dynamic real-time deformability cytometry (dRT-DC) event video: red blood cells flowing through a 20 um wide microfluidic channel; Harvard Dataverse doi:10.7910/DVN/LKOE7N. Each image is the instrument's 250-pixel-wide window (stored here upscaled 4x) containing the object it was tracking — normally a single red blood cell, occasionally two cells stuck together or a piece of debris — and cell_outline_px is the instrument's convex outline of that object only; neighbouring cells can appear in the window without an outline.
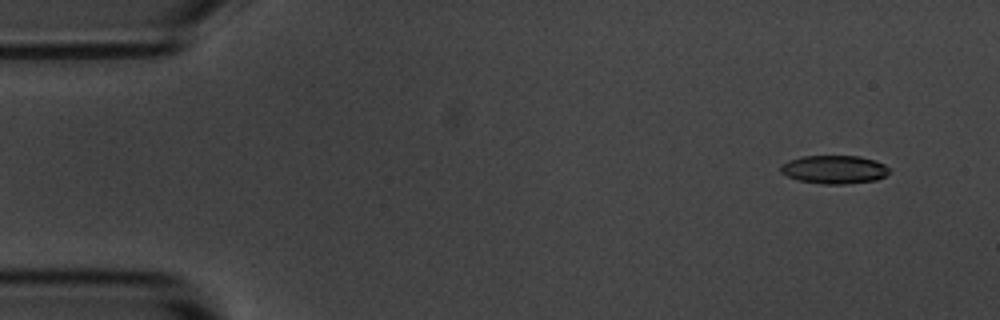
{"species": "common noctule bat (a hibernating species)", "species_latin": "Nyctalus noctula", "temperature_condition": "room temperature", "stored_images_in_passage": 14, "camera_frame_rate_fps": 3000, "um_per_image_px": 0.085, "animal": {"sex": "male", "body_mass_g": 20.1, "forearm_length_mm": 53.5}, "frame": {"image": 1, "passage_image": 1, "time_ms": 0.0, "image_size_px": [1000, 320], "cell_outline_px": [[888, 172], [884, 176], [876, 180], [844, 184], [824, 184], [800, 180], [788, 176], [780, 172], [780, 164], [788, 160], [800, 156], [860, 156], [876, 160], [884, 164], [888, 168]], "centroid_in_image_um": [70.88, 14.39], "position_along_channel_um": 14.1, "area_um2": 17.92}}
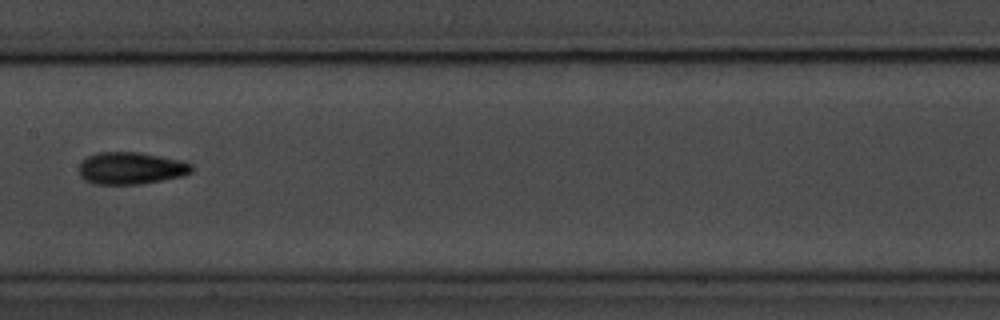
{"frame": {"image": 2, "passage_image": 7, "time_ms": 7.667, "image_size_px": [1000, 320], "cell_outline_px": [[192, 172], [184, 176], [140, 184], [92, 184], [84, 180], [80, 176], [80, 164], [88, 156], [96, 152], [140, 152], [180, 160], [192, 164]], "centroid_in_image_um": [11.13, 14.3], "position_along_channel_um": 196.3, "area_um2": 21.15}}
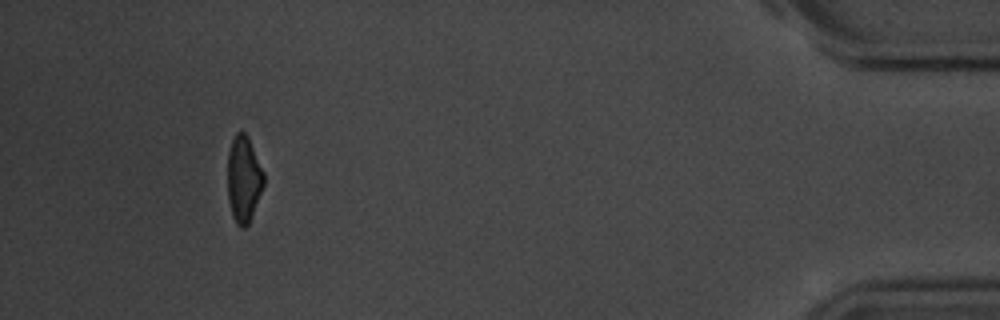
{"frame": {"image": 3, "passage_image": 13, "time_ms": 15.333, "image_size_px": [1000, 320], "cell_outline_px": [[264, 184], [248, 224], [244, 228], [240, 228], [236, 224], [232, 216], [228, 200], [228, 152], [232, 140], [236, 132], [244, 132], [248, 136], [264, 172]], "centroid_in_image_um": [20.7, 15.22], "position_along_channel_um": 414.5, "area_um2": 18.15}, "authors_computed_cell_mechanics": {"area_um2": 19.2185, "velocity_mm_per_s": 3.7263, "shape_relaxation_time_tau1_ms": 2.649, "shape_relaxation_time_tau2_ms": 3.2948, "deformation_change_tau1": 0.098, "deformation_change_tau2": 0.0802}}